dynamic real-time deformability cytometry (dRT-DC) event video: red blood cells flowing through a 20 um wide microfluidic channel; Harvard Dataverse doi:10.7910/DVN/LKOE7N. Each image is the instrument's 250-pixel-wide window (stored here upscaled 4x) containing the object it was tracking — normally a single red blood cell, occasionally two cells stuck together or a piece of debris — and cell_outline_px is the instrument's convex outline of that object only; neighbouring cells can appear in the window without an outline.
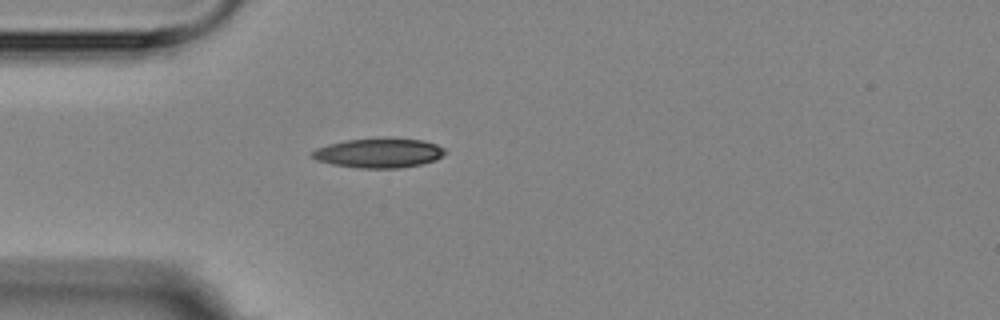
{"species": "Egyptian fruit bat (a non-hibernating species)", "species_latin": "Rousettus aegyptiacus", "temperature_condition": "room temperature", "stored_images_in_passage": 5, "camera_frame_rate_fps": 3000, "um_per_image_px": 0.085, "animal": {"sex": "female"}, "frame": {"image": 1, "passage_image": 5, "time_ms": 4.667, "image_size_px": [1000, 320], "cell_outline_px": [[448, 152], [436, 160], [420, 164], [400, 168], [360, 168], [332, 164], [316, 160], [312, 156], [312, 152], [316, 148], [328, 144], [348, 140], [388, 136], [424, 140], [436, 144], [444, 148]], "centroid_in_image_um": [32.25, 12.98], "position_along_channel_um": 52.7, "area_um2": 23.29}}